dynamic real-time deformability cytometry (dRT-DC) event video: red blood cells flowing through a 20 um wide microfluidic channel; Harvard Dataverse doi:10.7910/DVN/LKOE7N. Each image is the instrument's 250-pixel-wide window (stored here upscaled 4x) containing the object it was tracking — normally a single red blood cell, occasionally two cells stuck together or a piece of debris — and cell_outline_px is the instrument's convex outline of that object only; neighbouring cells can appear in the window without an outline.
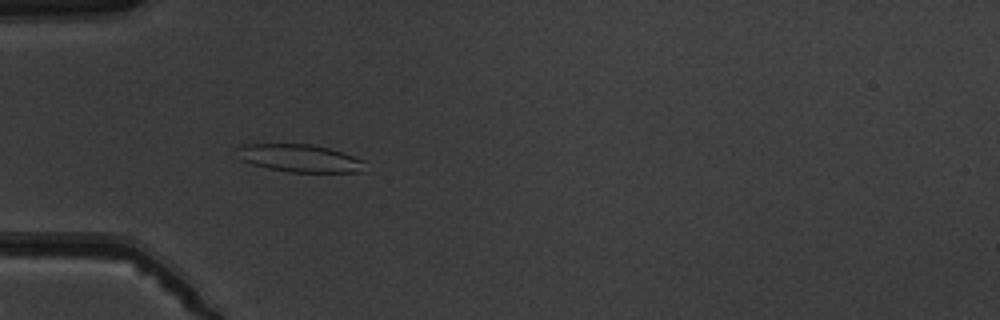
{"species": "common noctule bat (a hibernating species)", "species_latin": "Nyctalus noctula", "temperature_condition": "warm", "stored_images_in_passage": 8, "camera_frame_rate_fps": 3000, "um_per_image_px": 0.085, "animal": {"sex": "male", "body_mass_g": 19.5, "forearm_length_mm": 54.6}, "frame": {"image": 1, "passage_image": 5, "time_ms": 4.667, "image_size_px": [1000, 320], "cell_outline_px": [[364, 172], [288, 172], [268, 168], [252, 164], [240, 160], [236, 148], [240, 144], [312, 144], [328, 148], [364, 160]], "centroid_in_image_um": [25.44, 13.45], "position_along_channel_um": 59.6, "area_um2": 20.63}}
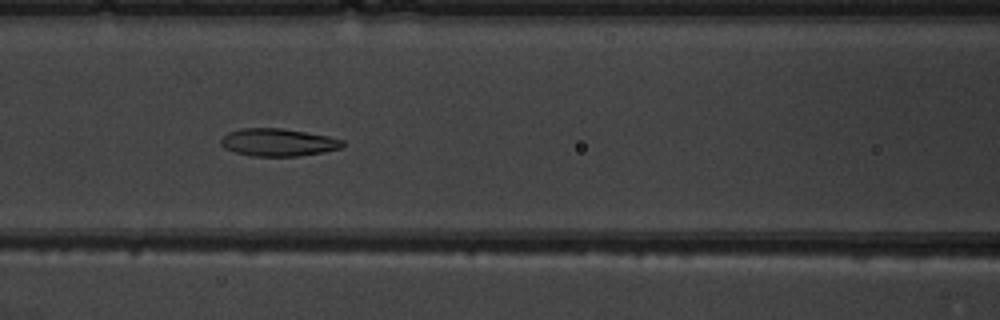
{"frame": {"image": 2, "passage_image": 7, "time_ms": 7.0, "image_size_px": [1000, 320], "cell_outline_px": [[344, 148], [324, 152], [300, 156], [252, 156], [236, 152], [224, 148], [220, 144], [220, 140], [228, 132], [240, 128], [284, 128], [328, 136], [344, 140]], "centroid_in_image_um": [23.67, 12.1], "position_along_channel_um": 142.9, "area_um2": 19.77}}
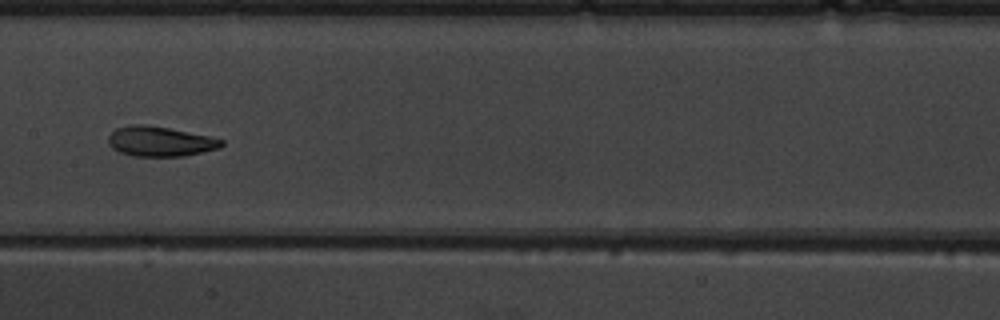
{"frame": {"image": 3, "passage_image": 8, "time_ms": 8.333, "image_size_px": [1000, 320], "cell_outline_px": [[224, 144], [220, 148], [184, 156], [132, 156], [120, 152], [112, 148], [108, 144], [108, 136], [116, 128], [132, 124], [144, 124], [168, 128], [208, 136], [224, 140]], "centroid_in_image_um": [13.59, 12.02], "position_along_channel_um": 193.8, "area_um2": 19.71}}